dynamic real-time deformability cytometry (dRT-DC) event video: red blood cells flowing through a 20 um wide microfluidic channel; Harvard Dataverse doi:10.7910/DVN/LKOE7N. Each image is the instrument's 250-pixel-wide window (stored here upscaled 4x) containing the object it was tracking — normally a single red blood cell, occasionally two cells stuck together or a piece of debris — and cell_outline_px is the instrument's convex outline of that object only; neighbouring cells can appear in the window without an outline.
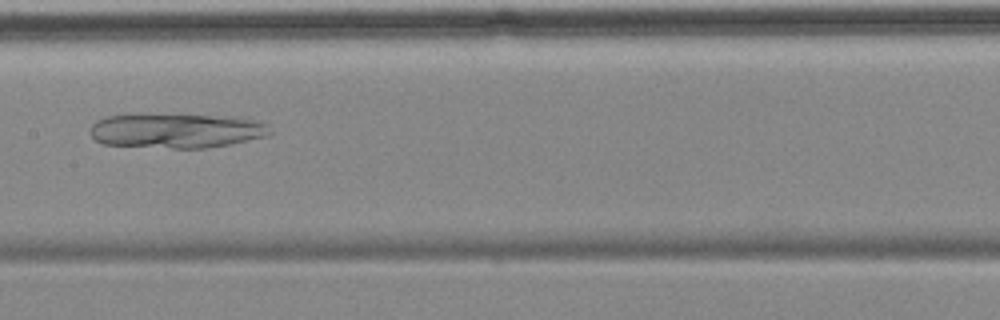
{"species": "common noctule bat (a hibernating species)", "species_latin": "Nyctalus noctula", "temperature_condition": "cold", "stored_images_in_passage": 9, "camera_frame_rate_fps": 3000, "um_per_image_px": 0.085, "animal": {"sex": "female", "body_mass_g": 18.4}, "frame": {"image": 1, "passage_image": 7, "time_ms": 7.0, "image_size_px": [1000, 320], "cell_outline_px": [[272, 132], [268, 136], [208, 148], [172, 148], [104, 144], [96, 140], [92, 136], [92, 124], [96, 120], [108, 116], [228, 116], [260, 120], [268, 124]], "centroid_in_image_um": [15.09, 11.13], "position_along_channel_um": 192.3, "area_um2": 35.49}}